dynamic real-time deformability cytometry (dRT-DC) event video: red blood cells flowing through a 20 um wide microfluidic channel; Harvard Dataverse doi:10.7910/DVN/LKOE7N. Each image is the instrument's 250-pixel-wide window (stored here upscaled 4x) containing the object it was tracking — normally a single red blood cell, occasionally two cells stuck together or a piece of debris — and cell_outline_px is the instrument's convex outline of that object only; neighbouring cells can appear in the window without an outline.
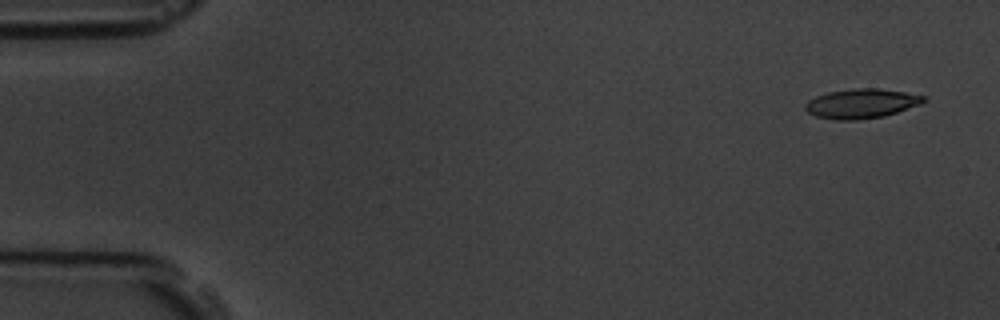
{"species": "common noctule bat (a hibernating species)", "species_latin": "Nyctalus noctula", "temperature_condition": "room temperature", "stored_images_in_passage": 5, "camera_frame_rate_fps": 3000, "um_per_image_px": 0.085, "animal": {"sex": "male", "body_mass_g": 19.5, "forearm_length_mm": 54.6}, "frame": {"image": 1, "passage_image": 1, "time_ms": 0.0, "image_size_px": [1000, 320], "cell_outline_px": [[928, 100], [920, 104], [884, 116], [856, 120], [836, 120], [816, 116], [808, 112], [804, 108], [804, 104], [808, 100], [816, 96], [828, 92], [856, 88], [876, 88], [904, 92], [928, 96]], "centroid_in_image_um": [73.22, 8.8], "position_along_channel_um": 11.8, "area_um2": 20.35}}
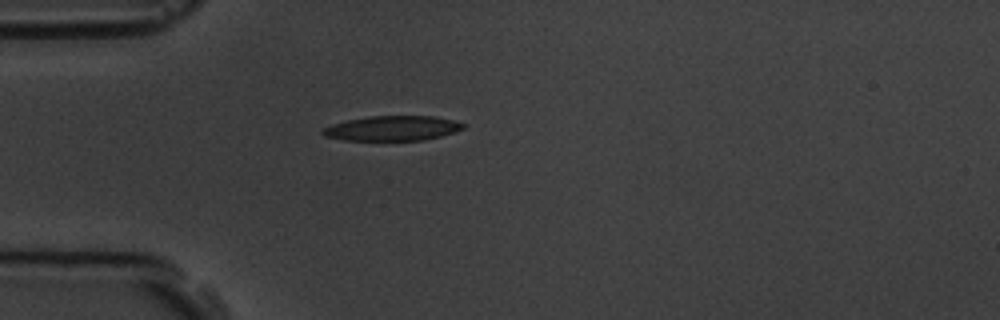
{"frame": {"image": 2, "passage_image": 5, "time_ms": 4.333, "image_size_px": [1000, 320], "cell_outline_px": [[464, 128], [456, 132], [424, 140], [344, 140], [324, 136], [320, 132], [324, 128], [332, 124], [348, 120], [368, 116], [436, 116], [452, 120], [464, 124]], "centroid_in_image_um": [33.35, 10.9], "position_along_channel_um": 51.7, "area_um2": 20.29}}